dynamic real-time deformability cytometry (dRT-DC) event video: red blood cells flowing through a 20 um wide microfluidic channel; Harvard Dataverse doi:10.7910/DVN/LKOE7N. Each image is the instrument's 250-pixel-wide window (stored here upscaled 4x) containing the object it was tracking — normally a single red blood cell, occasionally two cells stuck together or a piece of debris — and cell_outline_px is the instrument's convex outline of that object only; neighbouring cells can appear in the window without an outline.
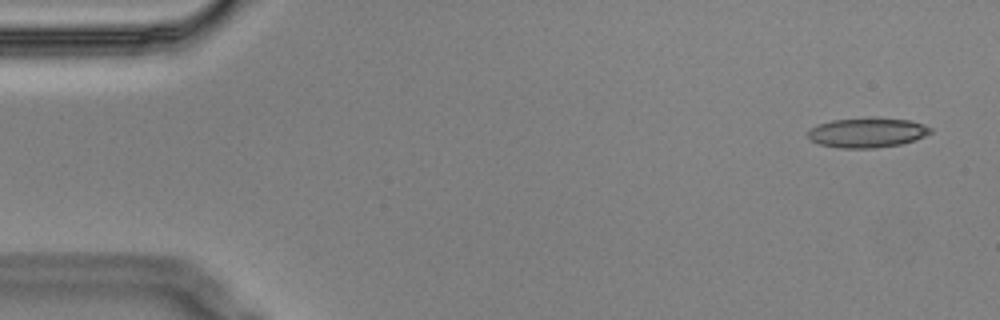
{"species": "Egyptian fruit bat (a non-hibernating species)", "species_latin": "Rousettus aegyptiacus", "temperature_condition": "cold", "stored_images_in_passage": 9, "camera_frame_rate_fps": 3000, "um_per_image_px": 0.085, "animal": {"sex": "male"}, "frame": {"image": 1, "passage_image": 1, "time_ms": 0.0, "image_size_px": [1000, 320], "cell_outline_px": [[932, 132], [916, 140], [900, 144], [876, 148], [840, 148], [820, 144], [812, 140], [808, 136], [808, 128], [816, 124], [832, 120], [872, 116], [908, 120], [924, 124], [932, 128]], "centroid_in_image_um": [73.71, 11.25], "position_along_channel_um": 11.3, "area_um2": 21.68}}
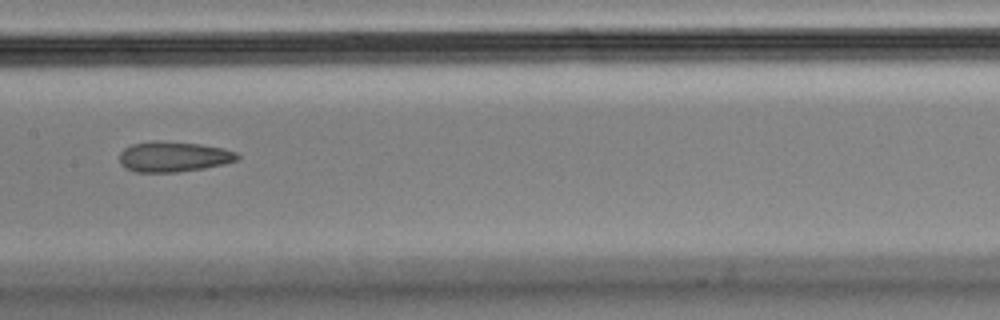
{"frame": {"image": 2, "passage_image": 8, "time_ms": 2.333, "image_size_px": [1000, 320], "cell_outline_px": [[240, 156], [236, 160], [224, 164], [204, 168], [176, 172], [136, 172], [120, 164], [120, 152], [124, 148], [132, 144], [152, 140], [160, 140], [200, 144], [224, 148], [236, 152]], "centroid_in_image_um": [14.74, 13.3], "position_along_channel_um": 192.7, "area_um2": 20.92}}
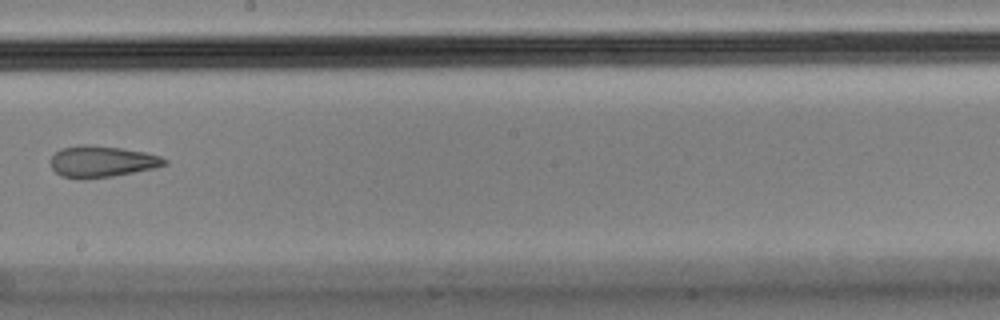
{"frame": {"image": 3, "passage_image": 9, "time_ms": 2.667, "image_size_px": [1000, 320], "cell_outline_px": [[168, 164], [156, 168], [112, 176], [84, 180], [80, 180], [60, 176], [52, 168], [52, 156], [60, 148], [80, 144], [88, 144], [124, 148], [148, 152], [160, 156], [168, 160]], "centroid_in_image_um": [8.68, 13.73], "position_along_channel_um": 239.5, "area_um2": 21.27}}